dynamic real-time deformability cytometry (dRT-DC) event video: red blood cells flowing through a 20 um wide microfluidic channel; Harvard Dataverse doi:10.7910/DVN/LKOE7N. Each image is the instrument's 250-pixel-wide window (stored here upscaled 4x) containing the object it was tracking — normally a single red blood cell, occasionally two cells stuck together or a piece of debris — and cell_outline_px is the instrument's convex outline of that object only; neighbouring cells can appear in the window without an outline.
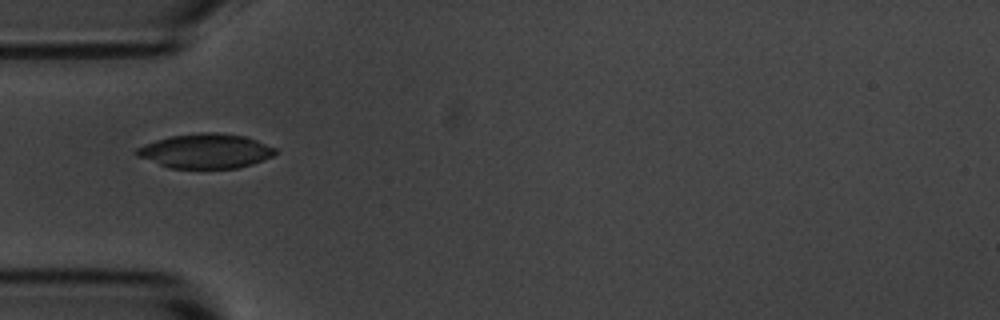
{"species": "common noctule bat (a hibernating species)", "species_latin": "Nyctalus noctula", "temperature_condition": "room temperature", "stored_images_in_passage": 4, "camera_frame_rate_fps": 3000, "um_per_image_px": 0.085, "animal": {"sex": "male", "body_mass_g": 20.1, "forearm_length_mm": 53.5}, "frame": {"image": 1, "passage_image": 1, "time_ms": 0.0, "image_size_px": [1000, 320], "cell_outline_px": [[276, 152], [272, 156], [264, 160], [252, 164], [236, 168], [168, 168], [136, 156], [132, 152], [136, 148], [144, 144], [168, 136], [200, 132], [216, 132], [244, 136], [256, 140], [276, 148]], "centroid_in_image_um": [17.42, 12.83], "position_along_channel_um": 67.6, "area_um2": 28.09}}
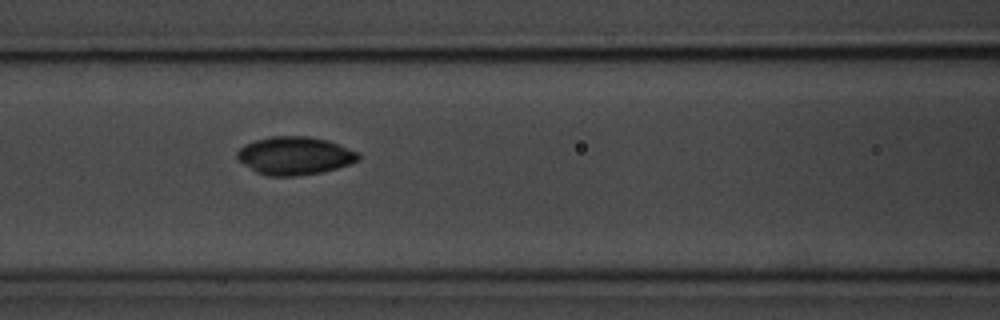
{"frame": {"image": 2, "passage_image": 3, "time_ms": 2.0, "image_size_px": [1000, 320], "cell_outline_px": [[360, 160], [336, 168], [320, 172], [296, 176], [268, 176], [256, 172], [244, 164], [236, 156], [236, 152], [244, 144], [256, 140], [272, 136], [308, 136], [328, 140], [360, 152]], "centroid_in_image_um": [25.06, 13.23], "position_along_channel_um": 141.5, "area_um2": 26.88}}
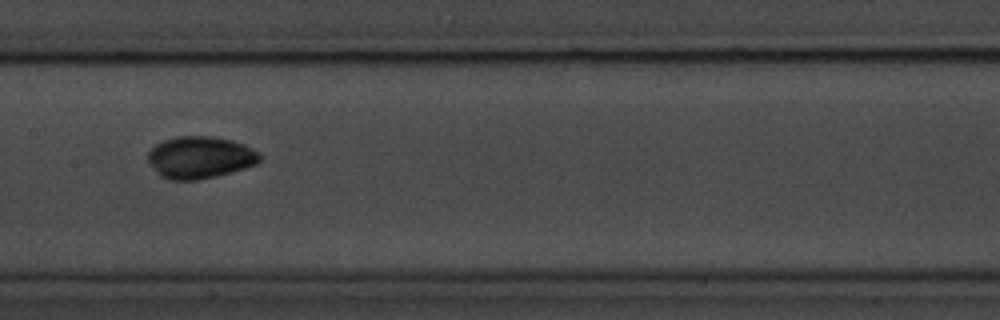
{"frame": {"image": 3, "passage_image": 4, "time_ms": 3.333, "image_size_px": [1000, 320], "cell_outline_px": [[260, 160], [256, 164], [244, 168], [216, 176], [196, 180], [168, 180], [160, 176], [148, 164], [148, 152], [156, 144], [164, 140], [176, 136], [212, 136], [232, 140], [244, 144], [260, 152]], "centroid_in_image_um": [16.98, 13.38], "position_along_channel_um": 190.4, "area_um2": 27.57}}